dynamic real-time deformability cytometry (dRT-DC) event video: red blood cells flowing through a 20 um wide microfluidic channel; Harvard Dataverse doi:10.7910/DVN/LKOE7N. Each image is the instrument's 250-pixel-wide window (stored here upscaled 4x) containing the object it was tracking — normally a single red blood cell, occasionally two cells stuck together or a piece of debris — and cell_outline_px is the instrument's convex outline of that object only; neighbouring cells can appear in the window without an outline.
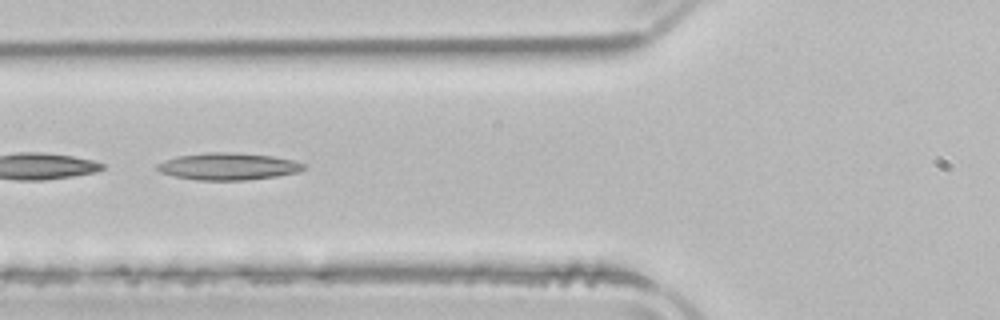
{"species": "common noctule bat (a hibernating species)", "species_latin": "Nyctalus noctula", "temperature_condition": "room temperature", "stored_images_in_passage": 21, "camera_frame_rate_fps": 3000, "um_per_image_px": 0.085, "animal": {"sex": "male", "body_mass_g": 21.5, "forearm_length_mm": 52.0}, "frame": {"image": 1, "passage_image": 18, "time_ms": 5.667, "image_size_px": [1000, 320], "cell_outline_px": [[308, 168], [296, 172], [276, 176], [248, 180], [196, 180], [176, 176], [160, 172], [156, 168], [156, 164], [176, 156], [208, 152], [236, 152], [272, 156], [292, 160], [304, 164]], "centroid_in_image_um": [19.39, 14.14], "position_along_channel_um": 106.4, "area_um2": 23.06}}